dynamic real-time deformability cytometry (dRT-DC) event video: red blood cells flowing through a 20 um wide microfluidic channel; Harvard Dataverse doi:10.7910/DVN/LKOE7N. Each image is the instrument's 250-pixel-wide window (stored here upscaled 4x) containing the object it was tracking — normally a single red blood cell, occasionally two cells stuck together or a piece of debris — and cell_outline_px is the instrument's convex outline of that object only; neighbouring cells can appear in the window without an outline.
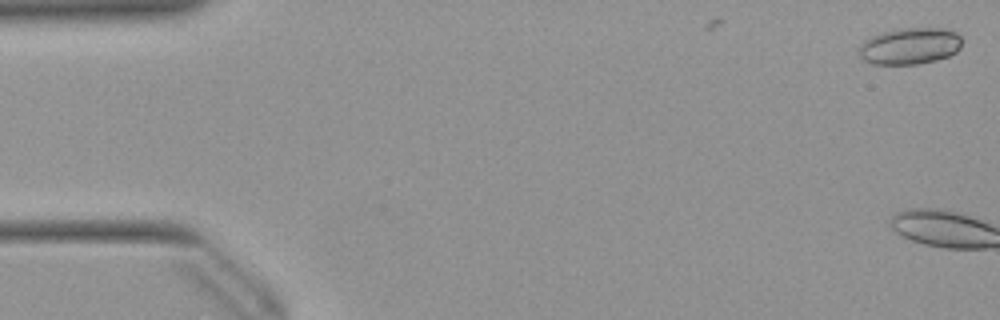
{"species": "Egyptian fruit bat (a non-hibernating species)", "species_latin": "Rousettus aegyptiacus", "temperature_condition": "warm", "stored_images_in_passage": 2, "camera_frame_rate_fps": 3000, "um_per_image_px": 0.085, "animal": {"sex": "female"}, "frame": {"image": 1, "passage_image": 2, "time_ms": 0.333, "image_size_px": [1000, 320], "cell_outline_px": [[960, 48], [956, 52], [948, 56], [936, 60], [916, 64], [872, 64], [864, 60], [856, 52], [860, 44], [864, 40], [872, 36], [884, 32], [900, 28], [944, 28], [956, 32], [960, 36]], "centroid_in_image_um": [77.3, 3.91], "position_along_channel_um": 7.7, "area_um2": 22.02}}